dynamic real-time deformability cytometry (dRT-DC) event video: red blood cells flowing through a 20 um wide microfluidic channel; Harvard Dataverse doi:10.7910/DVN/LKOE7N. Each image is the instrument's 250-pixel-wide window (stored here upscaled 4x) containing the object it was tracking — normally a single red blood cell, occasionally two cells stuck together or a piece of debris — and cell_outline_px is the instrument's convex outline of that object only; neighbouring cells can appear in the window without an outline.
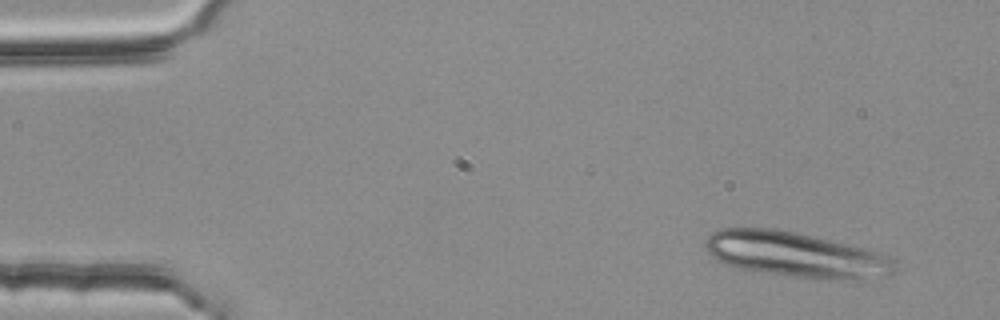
{"species": "common noctule bat (a hibernating species)", "species_latin": "Nyctalus noctula", "temperature_condition": "room temperature", "stored_images_in_passage": 4, "segment_of_instrument_passage": [2, 2], "camera_frame_rate_fps": 3000, "um_per_image_px": 0.085, "animal": {"sex": "female", "body_mass_g": 25.1}, "frame": {"image": 1, "passage_image": 4, "time_ms": 1.0, "image_size_px": [1000, 320], "cell_outline_px": [[896, 268], [892, 276], [828, 280], [796, 276], [740, 268], [724, 264], [716, 260], [708, 252], [704, 244], [708, 236], [712, 232], [724, 228], [772, 228], [792, 232], [864, 248], [888, 256], [896, 264]], "centroid_in_image_um": [67.63, 21.64], "position_along_channel_um": 17.4, "area_um2": 49.07}}